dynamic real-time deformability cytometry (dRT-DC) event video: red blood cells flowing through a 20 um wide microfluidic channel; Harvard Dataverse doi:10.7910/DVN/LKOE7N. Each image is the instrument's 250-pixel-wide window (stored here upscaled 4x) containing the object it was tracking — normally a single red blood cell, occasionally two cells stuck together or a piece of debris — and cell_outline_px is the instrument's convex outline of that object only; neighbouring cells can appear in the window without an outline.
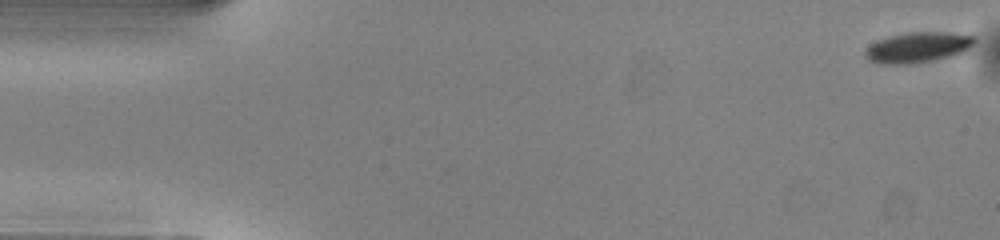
{"species": "common noctule bat (a hibernating species)", "species_latin": "Nyctalus noctula", "temperature_condition": "warm", "stored_images_in_passage": 51, "camera_frame_rate_fps": 3000, "um_per_image_px": 0.085, "animal": {"sex": "male", "body_mass_g": 13.0, "forearm_length_mm": 53.1}, "frame": {"image": 1, "passage_image": 1, "time_ms": 0.0, "image_size_px": [1000, 240], "cell_outline_px": [[976, 40], [964, 52], [956, 56], [916, 64], [876, 64], [868, 60], [864, 56], [864, 52], [876, 40], [908, 32], [940, 32], [976, 36]], "centroid_in_image_um": [78.01, 4.06], "position_along_channel_um": 7.0, "area_um2": 19.65}}
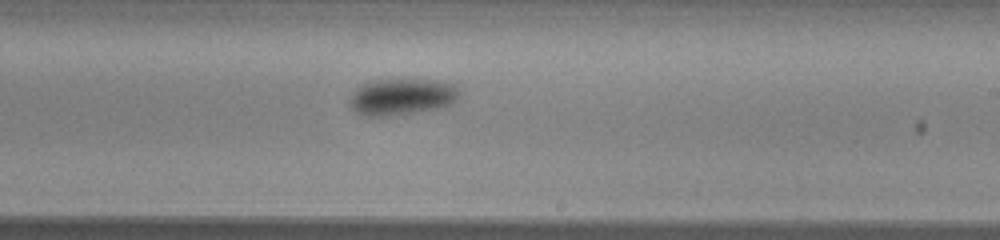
{"frame": {"image": 2, "passage_image": 30, "time_ms": 9.667, "image_size_px": [1000, 240], "cell_outline_px": [[460, 92], [456, 100], [448, 104], [436, 108], [412, 112], [384, 116], [364, 116], [356, 112], [352, 108], [348, 100], [352, 92], [356, 88], [364, 84], [376, 80], [440, 80], [456, 84]], "centroid_in_image_um": [34.14, 8.21], "position_along_channel_um": 254.9, "area_um2": 23.06}}
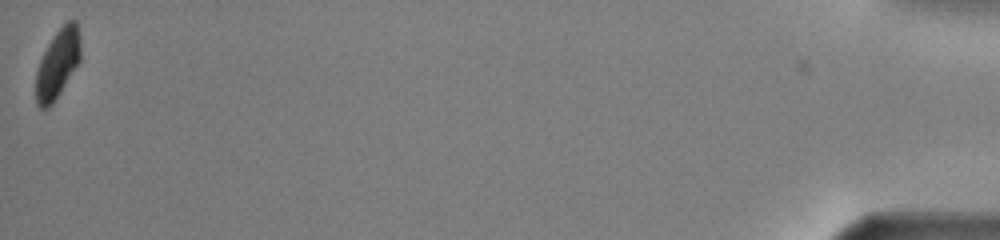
{"frame": {"image": 3, "passage_image": 51, "time_ms": 16.667, "image_size_px": [1000, 240], "cell_outline_px": [[80, 60], [60, 92], [52, 104], [48, 108], [40, 108], [36, 104], [36, 72], [40, 60], [52, 36], [68, 20], [76, 20], [80, 36]], "centroid_in_image_um": [4.9, 5.41], "position_along_channel_um": 430.3, "area_um2": 17.74}, "authors_computed_cell_mechanics": {"area_um2": 21.1548, "velocity_mm_per_s": 4.0106, "shape_relaxation_time_tau1_ms": 1.0898, "shape_relaxation_time_tau2_ms": null, "deformation_change_tau1": 0.0792, "deformation_change_tau2": null}}